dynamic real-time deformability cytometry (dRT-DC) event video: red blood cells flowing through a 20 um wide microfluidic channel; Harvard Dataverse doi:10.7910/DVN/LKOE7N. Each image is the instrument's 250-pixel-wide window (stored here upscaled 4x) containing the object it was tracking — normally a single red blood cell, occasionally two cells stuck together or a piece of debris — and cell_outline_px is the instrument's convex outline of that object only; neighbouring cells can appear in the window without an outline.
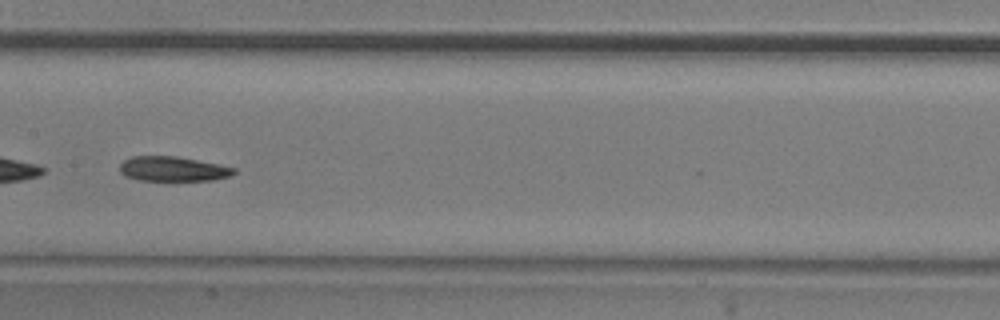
{"species": "common noctule bat (a hibernating species)", "species_latin": "Nyctalus noctula", "temperature_condition": "room temperature", "stored_images_in_passage": 6, "camera_frame_rate_fps": 3000, "um_per_image_px": 0.085, "animal": {"sex": "male", "body_mass_g": 20.5, "forearm_length_mm": 52.5}, "frame": {"image": 1, "passage_image": 6, "time_ms": 1.667, "image_size_px": [1000, 320], "cell_outline_px": [[236, 172], [232, 176], [212, 180], [136, 180], [124, 176], [120, 172], [120, 164], [124, 160], [132, 156], [176, 156], [220, 164], [236, 168]], "centroid_in_image_um": [14.71, 14.36], "position_along_channel_um": 192.7, "area_um2": 16.59}}